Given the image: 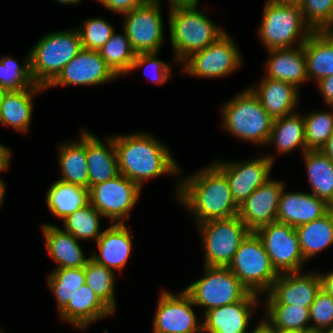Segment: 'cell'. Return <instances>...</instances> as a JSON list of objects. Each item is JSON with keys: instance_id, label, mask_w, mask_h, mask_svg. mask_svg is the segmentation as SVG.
Returning a JSON list of instances; mask_svg holds the SVG:
<instances>
[{"instance_id": "680465c9", "label": "cell", "mask_w": 333, "mask_h": 333, "mask_svg": "<svg viewBox=\"0 0 333 333\" xmlns=\"http://www.w3.org/2000/svg\"><path fill=\"white\" fill-rule=\"evenodd\" d=\"M322 333H333V326H331L330 328L325 329L324 331H322Z\"/></svg>"}, {"instance_id": "4fadbf2b", "label": "cell", "mask_w": 333, "mask_h": 333, "mask_svg": "<svg viewBox=\"0 0 333 333\" xmlns=\"http://www.w3.org/2000/svg\"><path fill=\"white\" fill-rule=\"evenodd\" d=\"M159 3V0H149L124 14L123 31L136 54L158 52L163 43V19Z\"/></svg>"}, {"instance_id": "cb8c5ba5", "label": "cell", "mask_w": 333, "mask_h": 333, "mask_svg": "<svg viewBox=\"0 0 333 333\" xmlns=\"http://www.w3.org/2000/svg\"><path fill=\"white\" fill-rule=\"evenodd\" d=\"M250 89L273 119L292 114L298 102V88L281 80L264 77L258 87Z\"/></svg>"}, {"instance_id": "ab89813d", "label": "cell", "mask_w": 333, "mask_h": 333, "mask_svg": "<svg viewBox=\"0 0 333 333\" xmlns=\"http://www.w3.org/2000/svg\"><path fill=\"white\" fill-rule=\"evenodd\" d=\"M307 150H320L333 133V112L303 116Z\"/></svg>"}, {"instance_id": "91938a15", "label": "cell", "mask_w": 333, "mask_h": 333, "mask_svg": "<svg viewBox=\"0 0 333 333\" xmlns=\"http://www.w3.org/2000/svg\"><path fill=\"white\" fill-rule=\"evenodd\" d=\"M5 91L3 90V89H1L0 88V103H1V99H2V97H3V93H4Z\"/></svg>"}, {"instance_id": "f6af8a7d", "label": "cell", "mask_w": 333, "mask_h": 333, "mask_svg": "<svg viewBox=\"0 0 333 333\" xmlns=\"http://www.w3.org/2000/svg\"><path fill=\"white\" fill-rule=\"evenodd\" d=\"M107 9L126 14L131 10L140 7L149 0H97Z\"/></svg>"}, {"instance_id": "30bf717a", "label": "cell", "mask_w": 333, "mask_h": 333, "mask_svg": "<svg viewBox=\"0 0 333 333\" xmlns=\"http://www.w3.org/2000/svg\"><path fill=\"white\" fill-rule=\"evenodd\" d=\"M255 233L261 239L278 274L301 272L305 260L295 227L275 221L259 228Z\"/></svg>"}, {"instance_id": "6da1fadb", "label": "cell", "mask_w": 333, "mask_h": 333, "mask_svg": "<svg viewBox=\"0 0 333 333\" xmlns=\"http://www.w3.org/2000/svg\"><path fill=\"white\" fill-rule=\"evenodd\" d=\"M177 199L193 212L197 224L238 216L226 176L214 165L178 183Z\"/></svg>"}, {"instance_id": "816d5d0a", "label": "cell", "mask_w": 333, "mask_h": 333, "mask_svg": "<svg viewBox=\"0 0 333 333\" xmlns=\"http://www.w3.org/2000/svg\"><path fill=\"white\" fill-rule=\"evenodd\" d=\"M170 8L174 6L198 5L199 0H169Z\"/></svg>"}, {"instance_id": "4316f807", "label": "cell", "mask_w": 333, "mask_h": 333, "mask_svg": "<svg viewBox=\"0 0 333 333\" xmlns=\"http://www.w3.org/2000/svg\"><path fill=\"white\" fill-rule=\"evenodd\" d=\"M46 89L33 85L22 90L5 91L0 103V123L20 132H27L32 116L33 95Z\"/></svg>"}, {"instance_id": "8fae6325", "label": "cell", "mask_w": 333, "mask_h": 333, "mask_svg": "<svg viewBox=\"0 0 333 333\" xmlns=\"http://www.w3.org/2000/svg\"><path fill=\"white\" fill-rule=\"evenodd\" d=\"M141 188L124 175L120 174L89 188L90 204L111 223H124L129 220V211L136 204ZM114 221V222H113ZM119 221V222H118Z\"/></svg>"}, {"instance_id": "44dd1931", "label": "cell", "mask_w": 333, "mask_h": 333, "mask_svg": "<svg viewBox=\"0 0 333 333\" xmlns=\"http://www.w3.org/2000/svg\"><path fill=\"white\" fill-rule=\"evenodd\" d=\"M132 236L125 223H112L105 229L97 242L99 254L91 259L113 271L122 270L132 250Z\"/></svg>"}, {"instance_id": "60d3db41", "label": "cell", "mask_w": 333, "mask_h": 333, "mask_svg": "<svg viewBox=\"0 0 333 333\" xmlns=\"http://www.w3.org/2000/svg\"><path fill=\"white\" fill-rule=\"evenodd\" d=\"M299 6L312 31H333V0H301Z\"/></svg>"}, {"instance_id": "e0dca14e", "label": "cell", "mask_w": 333, "mask_h": 333, "mask_svg": "<svg viewBox=\"0 0 333 333\" xmlns=\"http://www.w3.org/2000/svg\"><path fill=\"white\" fill-rule=\"evenodd\" d=\"M320 290L321 277L318 273H281L268 291L264 304H290L310 309Z\"/></svg>"}, {"instance_id": "f35d334b", "label": "cell", "mask_w": 333, "mask_h": 333, "mask_svg": "<svg viewBox=\"0 0 333 333\" xmlns=\"http://www.w3.org/2000/svg\"><path fill=\"white\" fill-rule=\"evenodd\" d=\"M24 65L19 66L12 57L0 59V88L4 91H17L35 84L30 70V55H27Z\"/></svg>"}, {"instance_id": "d6986e66", "label": "cell", "mask_w": 333, "mask_h": 333, "mask_svg": "<svg viewBox=\"0 0 333 333\" xmlns=\"http://www.w3.org/2000/svg\"><path fill=\"white\" fill-rule=\"evenodd\" d=\"M258 296L249 292L238 302L206 311L202 322L203 333H249L246 329Z\"/></svg>"}, {"instance_id": "603a6c76", "label": "cell", "mask_w": 333, "mask_h": 333, "mask_svg": "<svg viewBox=\"0 0 333 333\" xmlns=\"http://www.w3.org/2000/svg\"><path fill=\"white\" fill-rule=\"evenodd\" d=\"M114 314L85 283L77 288L66 308L59 314L61 319L79 329L90 323Z\"/></svg>"}, {"instance_id": "3957f363", "label": "cell", "mask_w": 333, "mask_h": 333, "mask_svg": "<svg viewBox=\"0 0 333 333\" xmlns=\"http://www.w3.org/2000/svg\"><path fill=\"white\" fill-rule=\"evenodd\" d=\"M169 29L175 60L181 63L192 53L216 42L223 29L216 27L197 5L174 6L169 11Z\"/></svg>"}, {"instance_id": "7402d4cb", "label": "cell", "mask_w": 333, "mask_h": 333, "mask_svg": "<svg viewBox=\"0 0 333 333\" xmlns=\"http://www.w3.org/2000/svg\"><path fill=\"white\" fill-rule=\"evenodd\" d=\"M103 144L96 135L86 131V159L89 173V188L120 175L113 137Z\"/></svg>"}, {"instance_id": "681fc988", "label": "cell", "mask_w": 333, "mask_h": 333, "mask_svg": "<svg viewBox=\"0 0 333 333\" xmlns=\"http://www.w3.org/2000/svg\"><path fill=\"white\" fill-rule=\"evenodd\" d=\"M250 333H276V328L273 327L266 319H263Z\"/></svg>"}, {"instance_id": "7bdbcfd3", "label": "cell", "mask_w": 333, "mask_h": 333, "mask_svg": "<svg viewBox=\"0 0 333 333\" xmlns=\"http://www.w3.org/2000/svg\"><path fill=\"white\" fill-rule=\"evenodd\" d=\"M312 331H324L333 326V297L321 289L309 309Z\"/></svg>"}, {"instance_id": "d590c367", "label": "cell", "mask_w": 333, "mask_h": 333, "mask_svg": "<svg viewBox=\"0 0 333 333\" xmlns=\"http://www.w3.org/2000/svg\"><path fill=\"white\" fill-rule=\"evenodd\" d=\"M267 318L278 330H311L309 308L290 304H265Z\"/></svg>"}, {"instance_id": "f1b7e54d", "label": "cell", "mask_w": 333, "mask_h": 333, "mask_svg": "<svg viewBox=\"0 0 333 333\" xmlns=\"http://www.w3.org/2000/svg\"><path fill=\"white\" fill-rule=\"evenodd\" d=\"M45 200L50 212L64 220L90 203L89 189L57 180L49 187Z\"/></svg>"}, {"instance_id": "484cf974", "label": "cell", "mask_w": 333, "mask_h": 333, "mask_svg": "<svg viewBox=\"0 0 333 333\" xmlns=\"http://www.w3.org/2000/svg\"><path fill=\"white\" fill-rule=\"evenodd\" d=\"M47 252L58 263V268L85 267L86 258L78 240L70 233L52 224L42 226Z\"/></svg>"}, {"instance_id": "e575fe53", "label": "cell", "mask_w": 333, "mask_h": 333, "mask_svg": "<svg viewBox=\"0 0 333 333\" xmlns=\"http://www.w3.org/2000/svg\"><path fill=\"white\" fill-rule=\"evenodd\" d=\"M47 282L57 300L60 314L66 308L74 291L85 284V267L56 268L49 275Z\"/></svg>"}, {"instance_id": "ffe728a7", "label": "cell", "mask_w": 333, "mask_h": 333, "mask_svg": "<svg viewBox=\"0 0 333 333\" xmlns=\"http://www.w3.org/2000/svg\"><path fill=\"white\" fill-rule=\"evenodd\" d=\"M282 190L277 209V221L299 227L327 214V202L311 193Z\"/></svg>"}, {"instance_id": "277c9868", "label": "cell", "mask_w": 333, "mask_h": 333, "mask_svg": "<svg viewBox=\"0 0 333 333\" xmlns=\"http://www.w3.org/2000/svg\"><path fill=\"white\" fill-rule=\"evenodd\" d=\"M82 49L78 30L57 31L43 36L29 52L35 84L46 88Z\"/></svg>"}, {"instance_id": "83f0119b", "label": "cell", "mask_w": 333, "mask_h": 333, "mask_svg": "<svg viewBox=\"0 0 333 333\" xmlns=\"http://www.w3.org/2000/svg\"><path fill=\"white\" fill-rule=\"evenodd\" d=\"M308 80L333 75V32L313 31L303 44Z\"/></svg>"}, {"instance_id": "1f68e13d", "label": "cell", "mask_w": 333, "mask_h": 333, "mask_svg": "<svg viewBox=\"0 0 333 333\" xmlns=\"http://www.w3.org/2000/svg\"><path fill=\"white\" fill-rule=\"evenodd\" d=\"M275 143L278 153L284 154L298 146L307 151L305 142V124L303 115L292 113L274 119L272 130L267 144Z\"/></svg>"}, {"instance_id": "94428289", "label": "cell", "mask_w": 333, "mask_h": 333, "mask_svg": "<svg viewBox=\"0 0 333 333\" xmlns=\"http://www.w3.org/2000/svg\"><path fill=\"white\" fill-rule=\"evenodd\" d=\"M307 333H322V331H312V330H310Z\"/></svg>"}, {"instance_id": "ac0fdd59", "label": "cell", "mask_w": 333, "mask_h": 333, "mask_svg": "<svg viewBox=\"0 0 333 333\" xmlns=\"http://www.w3.org/2000/svg\"><path fill=\"white\" fill-rule=\"evenodd\" d=\"M284 183L268 179L240 206L238 217L251 231L277 221V209Z\"/></svg>"}, {"instance_id": "2e32d148", "label": "cell", "mask_w": 333, "mask_h": 333, "mask_svg": "<svg viewBox=\"0 0 333 333\" xmlns=\"http://www.w3.org/2000/svg\"><path fill=\"white\" fill-rule=\"evenodd\" d=\"M117 75L101 58L97 50L82 49L68 62L46 87L60 85H97L113 80Z\"/></svg>"}, {"instance_id": "74e56055", "label": "cell", "mask_w": 333, "mask_h": 333, "mask_svg": "<svg viewBox=\"0 0 333 333\" xmlns=\"http://www.w3.org/2000/svg\"><path fill=\"white\" fill-rule=\"evenodd\" d=\"M100 216L102 215L89 203L63 220L64 230L70 232L77 240L97 241L102 234V231H99Z\"/></svg>"}, {"instance_id": "c3c4849f", "label": "cell", "mask_w": 333, "mask_h": 333, "mask_svg": "<svg viewBox=\"0 0 333 333\" xmlns=\"http://www.w3.org/2000/svg\"><path fill=\"white\" fill-rule=\"evenodd\" d=\"M321 289H323L327 294L333 297V271L326 275H321Z\"/></svg>"}, {"instance_id": "836d02e7", "label": "cell", "mask_w": 333, "mask_h": 333, "mask_svg": "<svg viewBox=\"0 0 333 333\" xmlns=\"http://www.w3.org/2000/svg\"><path fill=\"white\" fill-rule=\"evenodd\" d=\"M98 52L117 76L127 74L130 71L136 56L125 31L123 35L117 34L114 31L110 39Z\"/></svg>"}, {"instance_id": "9a60e30c", "label": "cell", "mask_w": 333, "mask_h": 333, "mask_svg": "<svg viewBox=\"0 0 333 333\" xmlns=\"http://www.w3.org/2000/svg\"><path fill=\"white\" fill-rule=\"evenodd\" d=\"M273 162L274 157L268 155L245 162L213 164L226 176L232 197L240 206L258 187L270 179Z\"/></svg>"}, {"instance_id": "4dcf8cb0", "label": "cell", "mask_w": 333, "mask_h": 333, "mask_svg": "<svg viewBox=\"0 0 333 333\" xmlns=\"http://www.w3.org/2000/svg\"><path fill=\"white\" fill-rule=\"evenodd\" d=\"M311 194L326 202L333 200V161L321 150H307L303 154Z\"/></svg>"}, {"instance_id": "9c48e42d", "label": "cell", "mask_w": 333, "mask_h": 333, "mask_svg": "<svg viewBox=\"0 0 333 333\" xmlns=\"http://www.w3.org/2000/svg\"><path fill=\"white\" fill-rule=\"evenodd\" d=\"M203 278L184 290L205 311L242 300L250 291L239 281L228 267L204 266Z\"/></svg>"}, {"instance_id": "f546056e", "label": "cell", "mask_w": 333, "mask_h": 333, "mask_svg": "<svg viewBox=\"0 0 333 333\" xmlns=\"http://www.w3.org/2000/svg\"><path fill=\"white\" fill-rule=\"evenodd\" d=\"M59 163L62 178L59 180L89 189V173L86 159V131L80 141L63 143L59 146Z\"/></svg>"}, {"instance_id": "7dc6e473", "label": "cell", "mask_w": 333, "mask_h": 333, "mask_svg": "<svg viewBox=\"0 0 333 333\" xmlns=\"http://www.w3.org/2000/svg\"><path fill=\"white\" fill-rule=\"evenodd\" d=\"M10 156V149L3 144H0V172L8 170Z\"/></svg>"}, {"instance_id": "bcb514c9", "label": "cell", "mask_w": 333, "mask_h": 333, "mask_svg": "<svg viewBox=\"0 0 333 333\" xmlns=\"http://www.w3.org/2000/svg\"><path fill=\"white\" fill-rule=\"evenodd\" d=\"M315 83H317L319 91L325 99V103L333 107V75L323 77Z\"/></svg>"}, {"instance_id": "7c38bea8", "label": "cell", "mask_w": 333, "mask_h": 333, "mask_svg": "<svg viewBox=\"0 0 333 333\" xmlns=\"http://www.w3.org/2000/svg\"><path fill=\"white\" fill-rule=\"evenodd\" d=\"M182 63L183 71L189 75L217 78L241 67V56L231 37L225 33L205 49L192 53Z\"/></svg>"}, {"instance_id": "b9f144b4", "label": "cell", "mask_w": 333, "mask_h": 333, "mask_svg": "<svg viewBox=\"0 0 333 333\" xmlns=\"http://www.w3.org/2000/svg\"><path fill=\"white\" fill-rule=\"evenodd\" d=\"M77 30L82 47L98 51L110 39L114 27L102 18H91L85 22L83 28Z\"/></svg>"}, {"instance_id": "11a10c76", "label": "cell", "mask_w": 333, "mask_h": 333, "mask_svg": "<svg viewBox=\"0 0 333 333\" xmlns=\"http://www.w3.org/2000/svg\"><path fill=\"white\" fill-rule=\"evenodd\" d=\"M327 214L330 216L333 222V200L327 202Z\"/></svg>"}, {"instance_id": "5b68a950", "label": "cell", "mask_w": 333, "mask_h": 333, "mask_svg": "<svg viewBox=\"0 0 333 333\" xmlns=\"http://www.w3.org/2000/svg\"><path fill=\"white\" fill-rule=\"evenodd\" d=\"M223 125L239 139L267 144L274 119L249 88L223 105Z\"/></svg>"}, {"instance_id": "8d00e7d4", "label": "cell", "mask_w": 333, "mask_h": 333, "mask_svg": "<svg viewBox=\"0 0 333 333\" xmlns=\"http://www.w3.org/2000/svg\"><path fill=\"white\" fill-rule=\"evenodd\" d=\"M114 278L113 270L96 263L92 259L85 265V283L113 313L116 310Z\"/></svg>"}, {"instance_id": "f5cc1de1", "label": "cell", "mask_w": 333, "mask_h": 333, "mask_svg": "<svg viewBox=\"0 0 333 333\" xmlns=\"http://www.w3.org/2000/svg\"><path fill=\"white\" fill-rule=\"evenodd\" d=\"M271 3H278V4H287V5H299L301 0H267Z\"/></svg>"}, {"instance_id": "f907efd6", "label": "cell", "mask_w": 333, "mask_h": 333, "mask_svg": "<svg viewBox=\"0 0 333 333\" xmlns=\"http://www.w3.org/2000/svg\"><path fill=\"white\" fill-rule=\"evenodd\" d=\"M320 150L333 161V133Z\"/></svg>"}, {"instance_id": "7a4b0ae2", "label": "cell", "mask_w": 333, "mask_h": 333, "mask_svg": "<svg viewBox=\"0 0 333 333\" xmlns=\"http://www.w3.org/2000/svg\"><path fill=\"white\" fill-rule=\"evenodd\" d=\"M120 174L140 188L143 181L180 172L170 150L150 134L113 137Z\"/></svg>"}, {"instance_id": "ee69618b", "label": "cell", "mask_w": 333, "mask_h": 333, "mask_svg": "<svg viewBox=\"0 0 333 333\" xmlns=\"http://www.w3.org/2000/svg\"><path fill=\"white\" fill-rule=\"evenodd\" d=\"M157 54H158V52H148V53L136 54L130 71L146 65V67L147 66L151 67L152 71H154V74L151 77V81H153L155 84H162V83L166 82L167 79L171 75L170 74L171 67L169 64L165 63L164 61H160V60L156 59Z\"/></svg>"}, {"instance_id": "5bb4252c", "label": "cell", "mask_w": 333, "mask_h": 333, "mask_svg": "<svg viewBox=\"0 0 333 333\" xmlns=\"http://www.w3.org/2000/svg\"><path fill=\"white\" fill-rule=\"evenodd\" d=\"M153 321V333H203L192 309L191 297L183 290L177 295L162 291Z\"/></svg>"}, {"instance_id": "ba28073f", "label": "cell", "mask_w": 333, "mask_h": 333, "mask_svg": "<svg viewBox=\"0 0 333 333\" xmlns=\"http://www.w3.org/2000/svg\"><path fill=\"white\" fill-rule=\"evenodd\" d=\"M205 250V266L228 267L251 232L238 216L198 224Z\"/></svg>"}, {"instance_id": "d6a6232c", "label": "cell", "mask_w": 333, "mask_h": 333, "mask_svg": "<svg viewBox=\"0 0 333 333\" xmlns=\"http://www.w3.org/2000/svg\"><path fill=\"white\" fill-rule=\"evenodd\" d=\"M305 261L333 244V222L328 214L295 228Z\"/></svg>"}, {"instance_id": "d4e9b609", "label": "cell", "mask_w": 333, "mask_h": 333, "mask_svg": "<svg viewBox=\"0 0 333 333\" xmlns=\"http://www.w3.org/2000/svg\"><path fill=\"white\" fill-rule=\"evenodd\" d=\"M268 51L270 57L266 66V78L288 82L297 88L300 83L308 80L303 45Z\"/></svg>"}, {"instance_id": "8992f818", "label": "cell", "mask_w": 333, "mask_h": 333, "mask_svg": "<svg viewBox=\"0 0 333 333\" xmlns=\"http://www.w3.org/2000/svg\"><path fill=\"white\" fill-rule=\"evenodd\" d=\"M259 36L268 50L302 46L313 32L304 22L299 5L266 2ZM298 39V40H297Z\"/></svg>"}, {"instance_id": "9f6ffc18", "label": "cell", "mask_w": 333, "mask_h": 333, "mask_svg": "<svg viewBox=\"0 0 333 333\" xmlns=\"http://www.w3.org/2000/svg\"><path fill=\"white\" fill-rule=\"evenodd\" d=\"M4 193H5V184L4 182L0 179V206L2 205L3 203V196H4Z\"/></svg>"}, {"instance_id": "6f0895ef", "label": "cell", "mask_w": 333, "mask_h": 333, "mask_svg": "<svg viewBox=\"0 0 333 333\" xmlns=\"http://www.w3.org/2000/svg\"><path fill=\"white\" fill-rule=\"evenodd\" d=\"M58 1L59 3H63V4H78L79 2H81L82 0H55Z\"/></svg>"}, {"instance_id": "52a82bcc", "label": "cell", "mask_w": 333, "mask_h": 333, "mask_svg": "<svg viewBox=\"0 0 333 333\" xmlns=\"http://www.w3.org/2000/svg\"><path fill=\"white\" fill-rule=\"evenodd\" d=\"M228 269L250 292L258 295L270 290L279 275L255 232L242 241Z\"/></svg>"}, {"instance_id": "db71d44e", "label": "cell", "mask_w": 333, "mask_h": 333, "mask_svg": "<svg viewBox=\"0 0 333 333\" xmlns=\"http://www.w3.org/2000/svg\"><path fill=\"white\" fill-rule=\"evenodd\" d=\"M310 330H302V329H290V330H278L276 329V333H307Z\"/></svg>"}]
</instances>
